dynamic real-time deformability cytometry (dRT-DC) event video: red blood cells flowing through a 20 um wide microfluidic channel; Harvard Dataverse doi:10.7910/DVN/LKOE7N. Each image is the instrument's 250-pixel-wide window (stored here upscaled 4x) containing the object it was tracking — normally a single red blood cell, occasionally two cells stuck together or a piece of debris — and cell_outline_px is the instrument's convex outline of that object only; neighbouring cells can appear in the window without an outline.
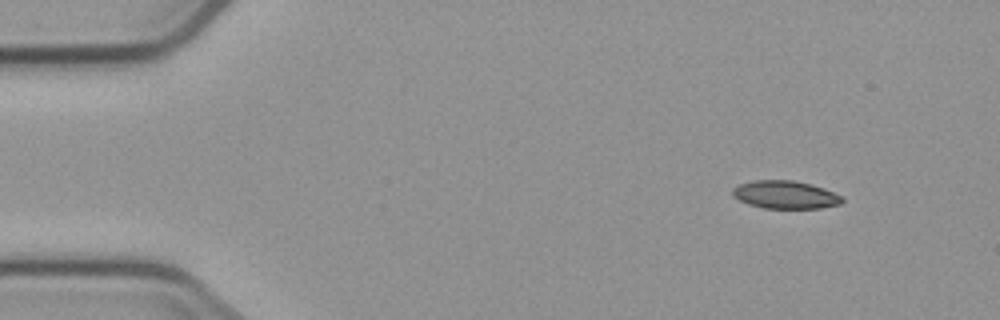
{"species": "common noctule bat (a hibernating species)", "species_latin": "Nyctalus noctula", "temperature_condition": "cold", "stored_images_in_passage": 4, "camera_frame_rate_fps": 3000, "um_per_image_px": 0.085, "animal": {"sex": "male", "body_mass_g": 23.1, "forearm_length_mm": 52.7}, "frame": {"image": 1, "passage_image": 1, "time_ms": 0.0, "image_size_px": [1000, 320], "cell_outline_px": [[844, 200], [840, 204], [820, 208], [764, 208], [748, 204], [732, 196], [732, 188], [740, 184], [752, 180], [792, 180], [824, 188], [844, 196]], "centroid_in_image_um": [66.75, 16.55], "position_along_channel_um": 18.2, "area_um2": 17.86}}
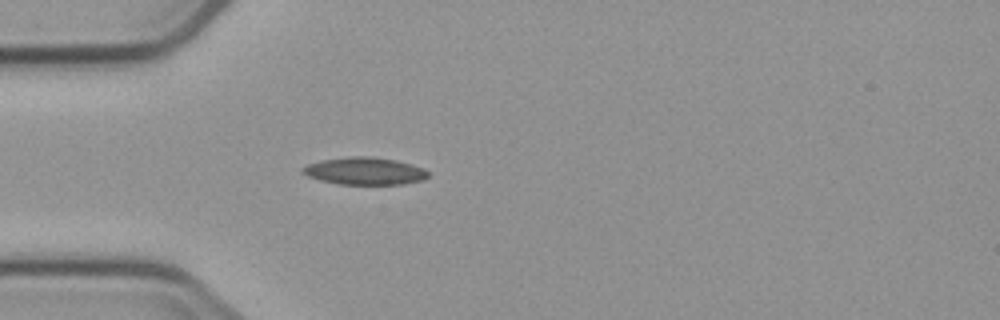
{"frame": {"image": 2, "passage_image": 4, "time_ms": 3.333, "image_size_px": [1000, 320], "cell_outline_px": [[428, 176], [424, 180], [400, 184], [340, 184], [320, 180], [308, 176], [300, 172], [300, 168], [308, 164], [320, 160], [352, 156], [372, 156], [396, 160], [412, 164], [424, 168], [428, 172]], "centroid_in_image_um": [30.99, 14.53], "position_along_channel_um": 54.0, "area_um2": 20.11}}